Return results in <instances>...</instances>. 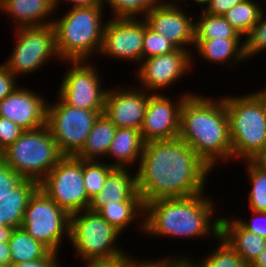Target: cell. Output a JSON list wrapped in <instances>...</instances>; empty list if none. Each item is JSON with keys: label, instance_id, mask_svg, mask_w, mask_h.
<instances>
[{"label": "cell", "instance_id": "cell-1", "mask_svg": "<svg viewBox=\"0 0 266 267\" xmlns=\"http://www.w3.org/2000/svg\"><path fill=\"white\" fill-rule=\"evenodd\" d=\"M136 172L143 203L204 193L211 169L178 137L145 143Z\"/></svg>", "mask_w": 266, "mask_h": 267}, {"label": "cell", "instance_id": "cell-2", "mask_svg": "<svg viewBox=\"0 0 266 267\" xmlns=\"http://www.w3.org/2000/svg\"><path fill=\"white\" fill-rule=\"evenodd\" d=\"M178 138L185 141L210 168L232 158L228 112L223 97L213 100L192 93L180 111Z\"/></svg>", "mask_w": 266, "mask_h": 267}, {"label": "cell", "instance_id": "cell-3", "mask_svg": "<svg viewBox=\"0 0 266 267\" xmlns=\"http://www.w3.org/2000/svg\"><path fill=\"white\" fill-rule=\"evenodd\" d=\"M203 193L188 197L159 198L145 203L141 228L154 236L193 238L220 237V218L210 222L214 203ZM212 223V224H211ZM211 224V225H210Z\"/></svg>", "mask_w": 266, "mask_h": 267}, {"label": "cell", "instance_id": "cell-4", "mask_svg": "<svg viewBox=\"0 0 266 267\" xmlns=\"http://www.w3.org/2000/svg\"><path fill=\"white\" fill-rule=\"evenodd\" d=\"M103 7L70 8L62 18L53 20L56 49L61 61H88L100 52L105 27Z\"/></svg>", "mask_w": 266, "mask_h": 267}, {"label": "cell", "instance_id": "cell-5", "mask_svg": "<svg viewBox=\"0 0 266 267\" xmlns=\"http://www.w3.org/2000/svg\"><path fill=\"white\" fill-rule=\"evenodd\" d=\"M232 158L252 160L266 144V113L253 94L224 97Z\"/></svg>", "mask_w": 266, "mask_h": 267}, {"label": "cell", "instance_id": "cell-6", "mask_svg": "<svg viewBox=\"0 0 266 267\" xmlns=\"http://www.w3.org/2000/svg\"><path fill=\"white\" fill-rule=\"evenodd\" d=\"M63 156L46 125L25 130L0 154L16 173L39 183Z\"/></svg>", "mask_w": 266, "mask_h": 267}, {"label": "cell", "instance_id": "cell-7", "mask_svg": "<svg viewBox=\"0 0 266 267\" xmlns=\"http://www.w3.org/2000/svg\"><path fill=\"white\" fill-rule=\"evenodd\" d=\"M119 234L98 212L87 209L71 214L69 240L85 263L111 262L128 256L115 246Z\"/></svg>", "mask_w": 266, "mask_h": 267}, {"label": "cell", "instance_id": "cell-8", "mask_svg": "<svg viewBox=\"0 0 266 267\" xmlns=\"http://www.w3.org/2000/svg\"><path fill=\"white\" fill-rule=\"evenodd\" d=\"M70 217L38 188L27 204L21 228L51 251L58 252L63 236L70 238Z\"/></svg>", "mask_w": 266, "mask_h": 267}, {"label": "cell", "instance_id": "cell-9", "mask_svg": "<svg viewBox=\"0 0 266 267\" xmlns=\"http://www.w3.org/2000/svg\"><path fill=\"white\" fill-rule=\"evenodd\" d=\"M58 100L53 105H47L46 126L60 152L75 156L85 145L95 120L104 111L75 108L59 97Z\"/></svg>", "mask_w": 266, "mask_h": 267}, {"label": "cell", "instance_id": "cell-10", "mask_svg": "<svg viewBox=\"0 0 266 267\" xmlns=\"http://www.w3.org/2000/svg\"><path fill=\"white\" fill-rule=\"evenodd\" d=\"M39 188L70 215L89 209L91 200L83 184V160L76 156L64 155Z\"/></svg>", "mask_w": 266, "mask_h": 267}, {"label": "cell", "instance_id": "cell-11", "mask_svg": "<svg viewBox=\"0 0 266 267\" xmlns=\"http://www.w3.org/2000/svg\"><path fill=\"white\" fill-rule=\"evenodd\" d=\"M16 32L17 42L14 52L3 64L17 78L19 74L26 75L35 72L49 58H60L56 49L55 31L52 24L17 27Z\"/></svg>", "mask_w": 266, "mask_h": 267}, {"label": "cell", "instance_id": "cell-12", "mask_svg": "<svg viewBox=\"0 0 266 267\" xmlns=\"http://www.w3.org/2000/svg\"><path fill=\"white\" fill-rule=\"evenodd\" d=\"M66 62H70L71 66L63 77L59 97L75 108L104 111L107 89H101V79L96 67L87 60Z\"/></svg>", "mask_w": 266, "mask_h": 267}, {"label": "cell", "instance_id": "cell-13", "mask_svg": "<svg viewBox=\"0 0 266 267\" xmlns=\"http://www.w3.org/2000/svg\"><path fill=\"white\" fill-rule=\"evenodd\" d=\"M113 17L105 23L100 53L123 60L142 61L145 19Z\"/></svg>", "mask_w": 266, "mask_h": 267}, {"label": "cell", "instance_id": "cell-14", "mask_svg": "<svg viewBox=\"0 0 266 267\" xmlns=\"http://www.w3.org/2000/svg\"><path fill=\"white\" fill-rule=\"evenodd\" d=\"M189 95L192 94L186 93L179 96L181 98L177 99V103L169 96L165 97L157 92L149 96L145 117L140 128L145 142L169 140L179 136L180 111L183 102Z\"/></svg>", "mask_w": 266, "mask_h": 267}, {"label": "cell", "instance_id": "cell-15", "mask_svg": "<svg viewBox=\"0 0 266 267\" xmlns=\"http://www.w3.org/2000/svg\"><path fill=\"white\" fill-rule=\"evenodd\" d=\"M191 55L188 48H177L171 53L142 60L136 72L138 80L142 83L140 86H143L145 91L154 93L174 84L177 79L183 77L190 66L192 67Z\"/></svg>", "mask_w": 266, "mask_h": 267}, {"label": "cell", "instance_id": "cell-16", "mask_svg": "<svg viewBox=\"0 0 266 267\" xmlns=\"http://www.w3.org/2000/svg\"><path fill=\"white\" fill-rule=\"evenodd\" d=\"M181 9L179 5L163 0L155 4L143 18L155 32L164 35L177 48L186 50V47L194 45L195 23Z\"/></svg>", "mask_w": 266, "mask_h": 267}, {"label": "cell", "instance_id": "cell-17", "mask_svg": "<svg viewBox=\"0 0 266 267\" xmlns=\"http://www.w3.org/2000/svg\"><path fill=\"white\" fill-rule=\"evenodd\" d=\"M121 89V90H120ZM107 89L103 114L117 127L140 130L149 96L143 88L125 90ZM142 89V90H141ZM124 90V91H123ZM144 92V93H143Z\"/></svg>", "mask_w": 266, "mask_h": 267}, {"label": "cell", "instance_id": "cell-18", "mask_svg": "<svg viewBox=\"0 0 266 267\" xmlns=\"http://www.w3.org/2000/svg\"><path fill=\"white\" fill-rule=\"evenodd\" d=\"M46 99L40 94L20 87L0 101V116L16 123L23 130H34L46 125Z\"/></svg>", "mask_w": 266, "mask_h": 267}, {"label": "cell", "instance_id": "cell-19", "mask_svg": "<svg viewBox=\"0 0 266 267\" xmlns=\"http://www.w3.org/2000/svg\"><path fill=\"white\" fill-rule=\"evenodd\" d=\"M141 198L137 190L136 173L132 177L127 168H115L106 178L100 192L91 199L89 210L98 212L105 205Z\"/></svg>", "mask_w": 266, "mask_h": 267}, {"label": "cell", "instance_id": "cell-20", "mask_svg": "<svg viewBox=\"0 0 266 267\" xmlns=\"http://www.w3.org/2000/svg\"><path fill=\"white\" fill-rule=\"evenodd\" d=\"M220 237L244 260L252 262L266 248V239L245 229L236 219L220 218Z\"/></svg>", "mask_w": 266, "mask_h": 267}, {"label": "cell", "instance_id": "cell-21", "mask_svg": "<svg viewBox=\"0 0 266 267\" xmlns=\"http://www.w3.org/2000/svg\"><path fill=\"white\" fill-rule=\"evenodd\" d=\"M55 9L56 0H4L1 11L14 19L16 26L33 27L52 24L53 20L45 19Z\"/></svg>", "mask_w": 266, "mask_h": 267}, {"label": "cell", "instance_id": "cell-22", "mask_svg": "<svg viewBox=\"0 0 266 267\" xmlns=\"http://www.w3.org/2000/svg\"><path fill=\"white\" fill-rule=\"evenodd\" d=\"M38 188V181L25 178L15 189L0 198V222L20 228L27 204Z\"/></svg>", "mask_w": 266, "mask_h": 267}, {"label": "cell", "instance_id": "cell-23", "mask_svg": "<svg viewBox=\"0 0 266 267\" xmlns=\"http://www.w3.org/2000/svg\"><path fill=\"white\" fill-rule=\"evenodd\" d=\"M145 141L140 130L133 128H116L107 155L114 156L116 161L111 163L114 168H126L141 158Z\"/></svg>", "mask_w": 266, "mask_h": 267}, {"label": "cell", "instance_id": "cell-24", "mask_svg": "<svg viewBox=\"0 0 266 267\" xmlns=\"http://www.w3.org/2000/svg\"><path fill=\"white\" fill-rule=\"evenodd\" d=\"M241 39H195L194 46H196L199 56L205 61L221 64V62L233 60V62L239 63L245 59L244 43H240Z\"/></svg>", "mask_w": 266, "mask_h": 267}, {"label": "cell", "instance_id": "cell-25", "mask_svg": "<svg viewBox=\"0 0 266 267\" xmlns=\"http://www.w3.org/2000/svg\"><path fill=\"white\" fill-rule=\"evenodd\" d=\"M116 128L103 113L100 114L94 122L85 145L75 156L82 160H97L98 156L99 158L106 156Z\"/></svg>", "mask_w": 266, "mask_h": 267}, {"label": "cell", "instance_id": "cell-26", "mask_svg": "<svg viewBox=\"0 0 266 267\" xmlns=\"http://www.w3.org/2000/svg\"><path fill=\"white\" fill-rule=\"evenodd\" d=\"M8 244L12 264L44 258L51 251L47 246L35 240L21 227L14 228Z\"/></svg>", "mask_w": 266, "mask_h": 267}, {"label": "cell", "instance_id": "cell-27", "mask_svg": "<svg viewBox=\"0 0 266 267\" xmlns=\"http://www.w3.org/2000/svg\"><path fill=\"white\" fill-rule=\"evenodd\" d=\"M98 213L122 233L135 219L145 215V204L141 198H129L126 202L105 205Z\"/></svg>", "mask_w": 266, "mask_h": 267}, {"label": "cell", "instance_id": "cell-28", "mask_svg": "<svg viewBox=\"0 0 266 267\" xmlns=\"http://www.w3.org/2000/svg\"><path fill=\"white\" fill-rule=\"evenodd\" d=\"M200 17L195 23V39L242 38L224 16L203 11Z\"/></svg>", "mask_w": 266, "mask_h": 267}, {"label": "cell", "instance_id": "cell-29", "mask_svg": "<svg viewBox=\"0 0 266 267\" xmlns=\"http://www.w3.org/2000/svg\"><path fill=\"white\" fill-rule=\"evenodd\" d=\"M260 4L254 0H243L228 10L223 16L241 37L246 36L258 22Z\"/></svg>", "mask_w": 266, "mask_h": 267}, {"label": "cell", "instance_id": "cell-30", "mask_svg": "<svg viewBox=\"0 0 266 267\" xmlns=\"http://www.w3.org/2000/svg\"><path fill=\"white\" fill-rule=\"evenodd\" d=\"M115 168L98 160H83V184L89 199H93L102 189L107 176Z\"/></svg>", "mask_w": 266, "mask_h": 267}, {"label": "cell", "instance_id": "cell-31", "mask_svg": "<svg viewBox=\"0 0 266 267\" xmlns=\"http://www.w3.org/2000/svg\"><path fill=\"white\" fill-rule=\"evenodd\" d=\"M251 190L249 206L251 211H266V169L260 168L251 160H245Z\"/></svg>", "mask_w": 266, "mask_h": 267}, {"label": "cell", "instance_id": "cell-32", "mask_svg": "<svg viewBox=\"0 0 266 267\" xmlns=\"http://www.w3.org/2000/svg\"><path fill=\"white\" fill-rule=\"evenodd\" d=\"M219 239V248L208 254L205 260H201L202 267H250L222 237Z\"/></svg>", "mask_w": 266, "mask_h": 267}, {"label": "cell", "instance_id": "cell-33", "mask_svg": "<svg viewBox=\"0 0 266 267\" xmlns=\"http://www.w3.org/2000/svg\"><path fill=\"white\" fill-rule=\"evenodd\" d=\"M177 47L164 35L151 29L145 21L143 38L142 60L158 55L168 54L175 51Z\"/></svg>", "mask_w": 266, "mask_h": 267}, {"label": "cell", "instance_id": "cell-34", "mask_svg": "<svg viewBox=\"0 0 266 267\" xmlns=\"http://www.w3.org/2000/svg\"><path fill=\"white\" fill-rule=\"evenodd\" d=\"M103 5L108 3L114 17H133L137 14L145 16L147 12L160 0H102ZM140 14V15H139Z\"/></svg>", "mask_w": 266, "mask_h": 267}, {"label": "cell", "instance_id": "cell-35", "mask_svg": "<svg viewBox=\"0 0 266 267\" xmlns=\"http://www.w3.org/2000/svg\"><path fill=\"white\" fill-rule=\"evenodd\" d=\"M264 16L265 14L261 9L258 22L246 35V40L243 41L245 60H248L249 56L252 57V55L266 50V17Z\"/></svg>", "mask_w": 266, "mask_h": 267}, {"label": "cell", "instance_id": "cell-36", "mask_svg": "<svg viewBox=\"0 0 266 267\" xmlns=\"http://www.w3.org/2000/svg\"><path fill=\"white\" fill-rule=\"evenodd\" d=\"M24 179L0 157V198L15 189Z\"/></svg>", "mask_w": 266, "mask_h": 267}, {"label": "cell", "instance_id": "cell-37", "mask_svg": "<svg viewBox=\"0 0 266 267\" xmlns=\"http://www.w3.org/2000/svg\"><path fill=\"white\" fill-rule=\"evenodd\" d=\"M24 131L16 123L0 116V154L13 144Z\"/></svg>", "mask_w": 266, "mask_h": 267}, {"label": "cell", "instance_id": "cell-38", "mask_svg": "<svg viewBox=\"0 0 266 267\" xmlns=\"http://www.w3.org/2000/svg\"><path fill=\"white\" fill-rule=\"evenodd\" d=\"M253 219L249 221L236 219L245 229L254 232L255 234L262 236L266 239V211H253ZM257 216V217H256ZM260 218L262 220H260ZM262 221H258V220ZM264 220V222H263ZM249 222V223H248Z\"/></svg>", "mask_w": 266, "mask_h": 267}, {"label": "cell", "instance_id": "cell-39", "mask_svg": "<svg viewBox=\"0 0 266 267\" xmlns=\"http://www.w3.org/2000/svg\"><path fill=\"white\" fill-rule=\"evenodd\" d=\"M16 79L4 64H0V101L18 87Z\"/></svg>", "mask_w": 266, "mask_h": 267}, {"label": "cell", "instance_id": "cell-40", "mask_svg": "<svg viewBox=\"0 0 266 267\" xmlns=\"http://www.w3.org/2000/svg\"><path fill=\"white\" fill-rule=\"evenodd\" d=\"M242 1L243 0H210L203 11L212 15L223 16L228 10Z\"/></svg>", "mask_w": 266, "mask_h": 267}, {"label": "cell", "instance_id": "cell-41", "mask_svg": "<svg viewBox=\"0 0 266 267\" xmlns=\"http://www.w3.org/2000/svg\"><path fill=\"white\" fill-rule=\"evenodd\" d=\"M58 252L50 251L44 258L35 261L11 264L10 267H60L57 261Z\"/></svg>", "mask_w": 266, "mask_h": 267}, {"label": "cell", "instance_id": "cell-42", "mask_svg": "<svg viewBox=\"0 0 266 267\" xmlns=\"http://www.w3.org/2000/svg\"><path fill=\"white\" fill-rule=\"evenodd\" d=\"M171 259V260H170ZM195 260H190L187 257L184 258H172L171 257H167L166 259H156L155 261V267H202L200 261Z\"/></svg>", "mask_w": 266, "mask_h": 267}, {"label": "cell", "instance_id": "cell-43", "mask_svg": "<svg viewBox=\"0 0 266 267\" xmlns=\"http://www.w3.org/2000/svg\"><path fill=\"white\" fill-rule=\"evenodd\" d=\"M131 259L132 257L126 256L111 262H87L85 267H124Z\"/></svg>", "mask_w": 266, "mask_h": 267}, {"label": "cell", "instance_id": "cell-44", "mask_svg": "<svg viewBox=\"0 0 266 267\" xmlns=\"http://www.w3.org/2000/svg\"><path fill=\"white\" fill-rule=\"evenodd\" d=\"M61 0H56V7ZM64 2V0H62ZM73 3L71 8L104 6L102 0H65Z\"/></svg>", "mask_w": 266, "mask_h": 267}, {"label": "cell", "instance_id": "cell-45", "mask_svg": "<svg viewBox=\"0 0 266 267\" xmlns=\"http://www.w3.org/2000/svg\"><path fill=\"white\" fill-rule=\"evenodd\" d=\"M11 256L8 241L0 242V267L11 266Z\"/></svg>", "mask_w": 266, "mask_h": 267}, {"label": "cell", "instance_id": "cell-46", "mask_svg": "<svg viewBox=\"0 0 266 267\" xmlns=\"http://www.w3.org/2000/svg\"><path fill=\"white\" fill-rule=\"evenodd\" d=\"M251 161L260 168L266 169V144Z\"/></svg>", "mask_w": 266, "mask_h": 267}, {"label": "cell", "instance_id": "cell-47", "mask_svg": "<svg viewBox=\"0 0 266 267\" xmlns=\"http://www.w3.org/2000/svg\"><path fill=\"white\" fill-rule=\"evenodd\" d=\"M124 267H155V260L153 262L151 260L135 261L134 258L131 259Z\"/></svg>", "mask_w": 266, "mask_h": 267}, {"label": "cell", "instance_id": "cell-48", "mask_svg": "<svg viewBox=\"0 0 266 267\" xmlns=\"http://www.w3.org/2000/svg\"><path fill=\"white\" fill-rule=\"evenodd\" d=\"M13 230L11 226L0 227V242L9 241Z\"/></svg>", "mask_w": 266, "mask_h": 267}, {"label": "cell", "instance_id": "cell-49", "mask_svg": "<svg viewBox=\"0 0 266 267\" xmlns=\"http://www.w3.org/2000/svg\"><path fill=\"white\" fill-rule=\"evenodd\" d=\"M250 267H266V248L257 256Z\"/></svg>", "mask_w": 266, "mask_h": 267}, {"label": "cell", "instance_id": "cell-50", "mask_svg": "<svg viewBox=\"0 0 266 267\" xmlns=\"http://www.w3.org/2000/svg\"><path fill=\"white\" fill-rule=\"evenodd\" d=\"M261 102L264 112L266 113V89L264 90H259L253 93Z\"/></svg>", "mask_w": 266, "mask_h": 267}, {"label": "cell", "instance_id": "cell-51", "mask_svg": "<svg viewBox=\"0 0 266 267\" xmlns=\"http://www.w3.org/2000/svg\"><path fill=\"white\" fill-rule=\"evenodd\" d=\"M192 1H194L198 4H201L203 6V5H207L210 0H192Z\"/></svg>", "mask_w": 266, "mask_h": 267}, {"label": "cell", "instance_id": "cell-52", "mask_svg": "<svg viewBox=\"0 0 266 267\" xmlns=\"http://www.w3.org/2000/svg\"><path fill=\"white\" fill-rule=\"evenodd\" d=\"M3 4H4V0H0V11L2 10Z\"/></svg>", "mask_w": 266, "mask_h": 267}, {"label": "cell", "instance_id": "cell-53", "mask_svg": "<svg viewBox=\"0 0 266 267\" xmlns=\"http://www.w3.org/2000/svg\"><path fill=\"white\" fill-rule=\"evenodd\" d=\"M8 226L5 222H0V227Z\"/></svg>", "mask_w": 266, "mask_h": 267}]
</instances>
